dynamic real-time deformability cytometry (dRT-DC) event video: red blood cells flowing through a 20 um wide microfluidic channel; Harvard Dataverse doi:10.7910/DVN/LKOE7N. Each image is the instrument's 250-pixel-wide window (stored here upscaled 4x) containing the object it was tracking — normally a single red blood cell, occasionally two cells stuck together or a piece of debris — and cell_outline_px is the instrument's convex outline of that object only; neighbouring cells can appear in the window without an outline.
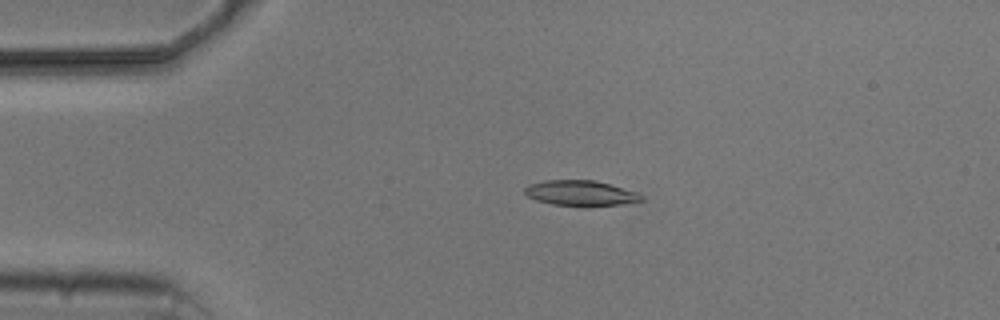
{"species": "common noctule bat (a hibernating species)", "species_latin": "Nyctalus noctula", "temperature_condition": "cold", "stored_images_in_passage": 5, "camera_frame_rate_fps": 3000, "um_per_image_px": 0.085, "animal": {"sex": "male", "body_mass_g": 20.5, "forearm_length_mm": 52.5}, "frame": {"image": 1, "passage_image": 4, "time_ms": 3.667, "image_size_px": [1000, 320], "cell_outline_px": [[644, 200], [620, 204], [588, 208], [580, 208], [552, 204], [536, 200], [528, 196], [524, 192], [524, 188], [528, 184], [544, 180], [592, 180], [608, 184], [636, 192], [644, 196]], "centroid_in_image_um": [49.33, 16.45], "position_along_channel_um": 35.7, "area_um2": 17.63}}